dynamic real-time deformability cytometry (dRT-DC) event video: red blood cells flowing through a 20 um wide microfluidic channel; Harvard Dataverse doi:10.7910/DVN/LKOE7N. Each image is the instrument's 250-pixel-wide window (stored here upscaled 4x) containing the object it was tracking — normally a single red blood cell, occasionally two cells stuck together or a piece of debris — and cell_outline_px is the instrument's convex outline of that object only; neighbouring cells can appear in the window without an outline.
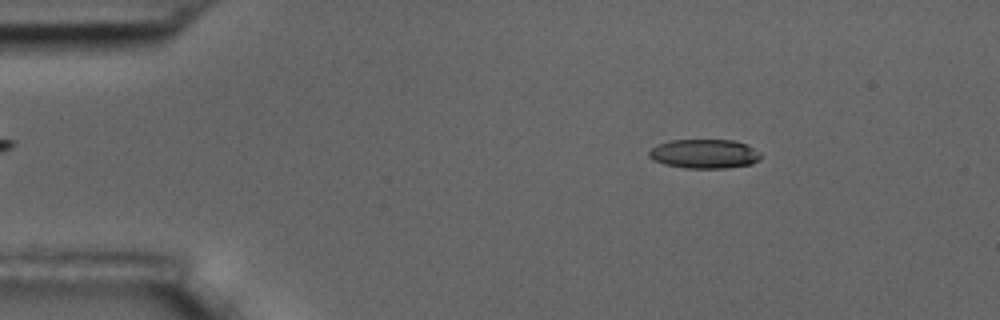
{"species": "common noctule bat (a hibernating species)", "species_latin": "Nyctalus noctula", "temperature_condition": "room temperature", "stored_images_in_passage": 5, "camera_frame_rate_fps": 3000, "um_per_image_px": 0.085, "animal": {"sex": "male", "body_mass_g": 17.5, "forearm_length_mm": 52.3}, "frame": {"image": 1, "passage_image": 2, "time_ms": 1.333, "image_size_px": [1000, 320], "cell_outline_px": [[760, 160], [752, 164], [728, 168], [684, 168], [664, 164], [652, 160], [648, 156], [648, 152], [656, 144], [672, 140], [736, 140], [748, 144], [760, 156]], "centroid_in_image_um": [59.84, 13.08], "position_along_channel_um": 25.2, "area_um2": 19.13}}
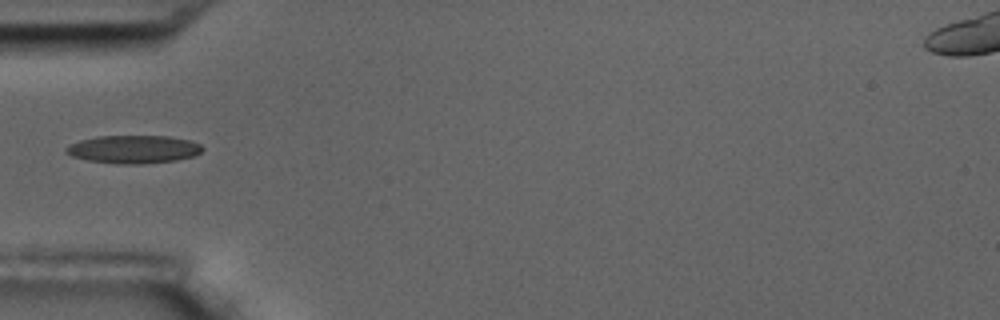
{"frame": {"image": 2, "passage_image": 5, "time_ms": 4.667, "image_size_px": [1000, 320], "cell_outline_px": [[204, 148], [196, 156], [176, 160], [140, 164], [116, 164], [88, 160], [72, 156], [64, 152], [64, 148], [68, 144], [80, 140], [96, 136], [168, 136], [192, 140], [200, 144]], "centroid_in_image_um": [11.34, 12.68], "position_along_channel_um": 73.7, "area_um2": 22.54}}